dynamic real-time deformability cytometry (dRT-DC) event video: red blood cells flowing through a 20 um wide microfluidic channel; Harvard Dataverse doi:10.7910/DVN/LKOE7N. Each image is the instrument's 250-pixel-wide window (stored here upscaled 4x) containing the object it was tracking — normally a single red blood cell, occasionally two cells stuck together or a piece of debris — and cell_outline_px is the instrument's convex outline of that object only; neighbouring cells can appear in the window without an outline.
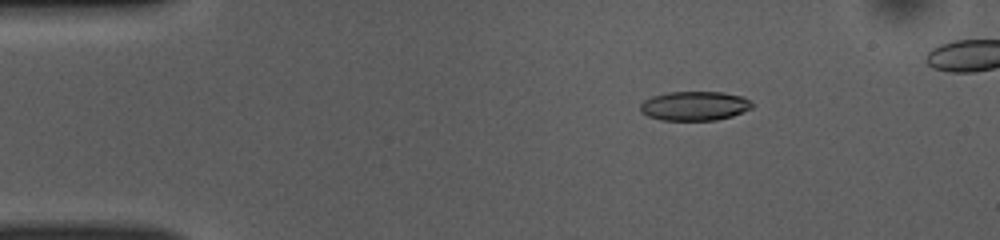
{"species": "common noctule bat (a hibernating species)", "species_latin": "Nyctalus noctula", "temperature_condition": "room temperature", "stored_images_in_passage": 48, "camera_frame_rate_fps": 3000, "um_per_image_px": 0.085, "animal": {"sex": "female", "body_mass_g": 10.0, "forearm_length_mm": 53.1}, "frame": {"image": 1, "passage_image": 8, "time_ms": 2.333, "image_size_px": [1000, 240], "cell_outline_px": [[752, 108], [732, 116], [716, 120], [660, 120], [648, 116], [640, 112], [640, 104], [644, 100], [652, 96], [668, 92], [724, 92], [744, 96], [752, 104]], "centroid_in_image_um": [59.02, 9.0], "position_along_channel_um": 26.0, "area_um2": 19.13}}
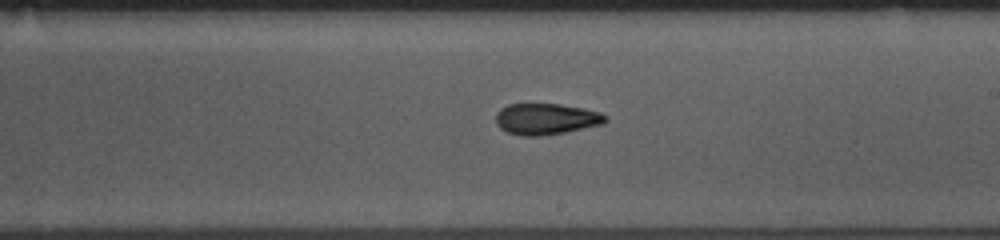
{"frame": {"image": 2, "passage_image": 29, "time_ms": 9.333, "image_size_px": [1000, 240], "cell_outline_px": [[608, 120], [604, 124], [564, 132], [540, 136], [524, 136], [508, 132], [500, 128], [496, 124], [496, 112], [500, 108], [508, 104], [560, 104], [584, 108], [600, 112], [608, 116]], "centroid_in_image_um": [46.43, 10.1], "position_along_channel_um": 242.6, "area_um2": 20.06}}
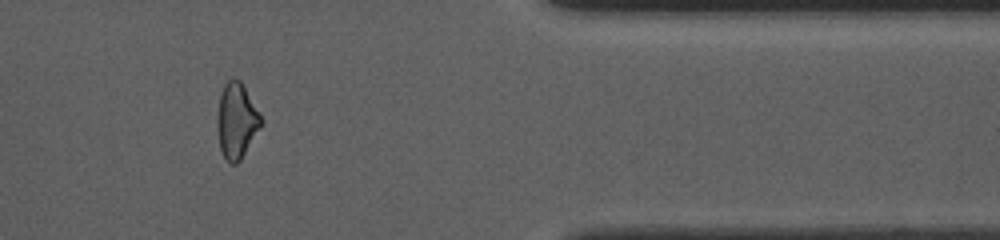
{"frame": {"image": 3, "passage_image": 42, "time_ms": 13.667, "image_size_px": [1000, 240], "cell_outline_px": [[264, 120], [260, 128], [240, 160], [236, 164], [232, 164], [224, 156], [220, 148], [216, 124], [216, 120], [220, 96], [224, 84], [232, 76], [240, 80]], "centroid_in_image_um": [20.1, 10.23], "position_along_channel_um": 391.3, "area_um2": 19.19}, "authors_computed_cell_mechanics": {"area_um2": 19.4786, "velocity_mm_per_s": 3.968, "shape_relaxation_time_tau1_ms": 5.6504, "shape_relaxation_time_tau2_ms": 4.9358, "deformation_change_tau1": 0.1428, "deformation_change_tau2": 0.1292}}